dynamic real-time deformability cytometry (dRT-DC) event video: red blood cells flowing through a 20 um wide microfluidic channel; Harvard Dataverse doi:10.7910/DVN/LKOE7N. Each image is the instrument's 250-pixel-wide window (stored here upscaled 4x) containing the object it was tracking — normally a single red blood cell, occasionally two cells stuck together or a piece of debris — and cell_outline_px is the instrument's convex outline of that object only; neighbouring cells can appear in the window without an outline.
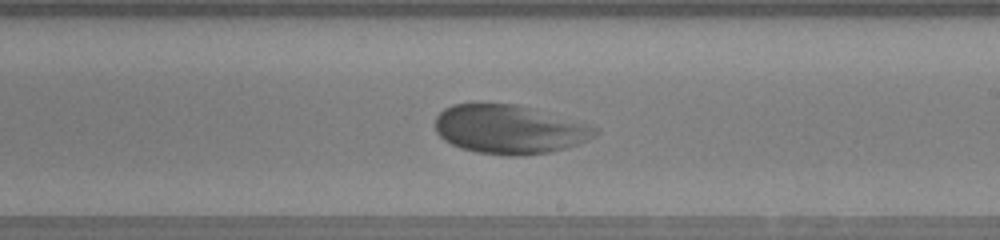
{"species": "human", "species_latin": "Homo sapiens", "temperature_condition": "warm", "stored_images_in_passage": 49, "camera_frame_rate_fps": 3000, "um_per_image_px": 0.085, "donor": {"sex": "female"}, "frame": {"image": 1, "passage_image": 27, "time_ms": 8.667, "image_size_px": [1000, 240], "cell_outline_px": [[600, 132], [596, 136], [576, 144], [564, 148], [548, 152], [512, 156], [508, 156], [476, 152], [460, 148], [444, 140], [436, 132], [436, 116], [444, 108], [452, 104], [516, 104], [600, 128]], "centroid_in_image_um": [43.26, 11.0], "position_along_channel_um": 245.7, "area_um2": 45.03}}
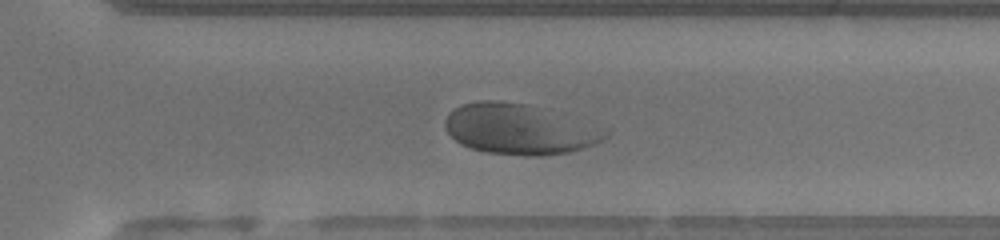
{"frame": {"image": 2, "passage_image": 33, "time_ms": 10.667, "image_size_px": [1000, 240], "cell_outline_px": [[608, 136], [596, 144], [568, 152], [540, 156], [524, 156], [484, 152], [460, 144], [448, 132], [444, 124], [444, 120], [448, 112], [452, 108], [460, 104], [476, 100], [492, 100], [528, 104], [608, 132]], "centroid_in_image_um": [44.01, 10.99], "position_along_channel_um": 326.6, "area_um2": 46.36}}
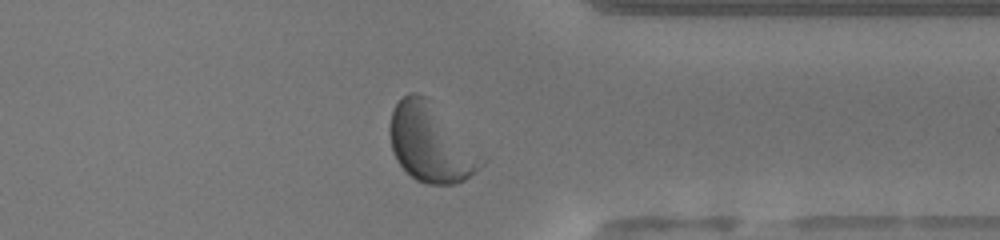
{"frame": {"image": 3, "passage_image": 37, "time_ms": 12.0, "image_size_px": [1000, 240], "cell_outline_px": [[488, 160], [484, 164], [464, 180], [456, 184], [428, 184], [416, 180], [396, 160], [392, 152], [388, 132], [388, 128], [392, 112], [396, 104], [408, 92], [416, 92], [428, 96]], "centroid_in_image_um": [36.62, 12.13], "position_along_channel_um": 374.8, "area_um2": 42.19}, "authors_computed_cell_mechanics": {"area_um2": 45.662, "velocity_mm_per_s": 4.0432, "shape_relaxation_time_tau1_ms": 3.5728, "shape_relaxation_time_tau2_ms": null, "deformation_change_tau1": 0.1679, "deformation_change_tau2": null}}